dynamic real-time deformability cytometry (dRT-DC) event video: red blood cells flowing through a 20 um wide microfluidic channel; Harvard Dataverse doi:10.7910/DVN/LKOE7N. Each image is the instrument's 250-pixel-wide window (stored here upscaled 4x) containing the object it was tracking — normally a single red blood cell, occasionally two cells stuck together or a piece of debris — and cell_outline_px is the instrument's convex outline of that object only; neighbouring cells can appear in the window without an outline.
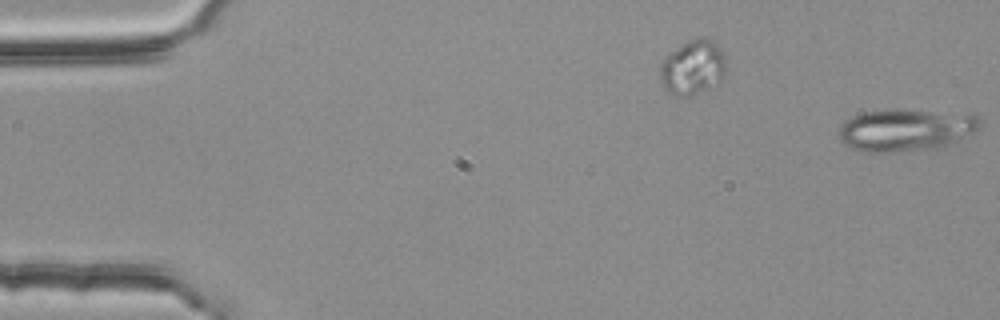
{"species": "common noctule bat (a hibernating species)", "species_latin": "Nyctalus noctula", "temperature_condition": "room temperature", "stored_images_in_passage": 5, "segment_of_instrument_passage": [2, 2], "camera_frame_rate_fps": 3000, "um_per_image_px": 0.085, "animal": {"sex": "female", "body_mass_g": 25.1}, "frame": {"image": 1, "passage_image": 5, "time_ms": 1.333, "image_size_px": [1000, 320], "cell_outline_px": [[980, 128], [952, 144], [944, 148], [884, 152], [864, 152], [852, 148], [844, 144], [840, 140], [840, 124], [852, 116], [864, 112], [928, 112], [976, 116], [980, 120]], "centroid_in_image_um": [76.95, 11.11], "position_along_channel_um": 8.0, "area_um2": 33.47}}